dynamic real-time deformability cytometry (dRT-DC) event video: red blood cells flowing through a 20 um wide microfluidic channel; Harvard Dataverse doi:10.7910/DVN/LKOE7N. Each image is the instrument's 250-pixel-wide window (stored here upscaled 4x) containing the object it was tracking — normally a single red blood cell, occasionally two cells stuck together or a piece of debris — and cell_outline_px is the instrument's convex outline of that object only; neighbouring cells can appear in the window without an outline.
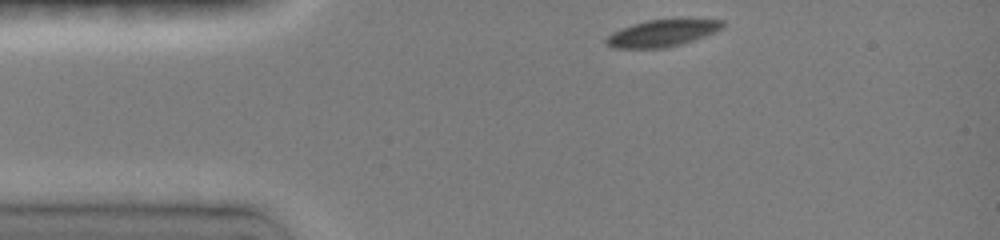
{"species": "common noctule bat (a hibernating species)", "species_latin": "Nyctalus noctula", "temperature_condition": "room temperature", "stored_images_in_passage": 35, "camera_frame_rate_fps": 3000, "um_per_image_px": 0.085, "animal": {"sex": "female", "body_mass_g": 19.0, "forearm_length_mm": 51.5}, "frame": {"image": 1, "passage_image": 1, "time_ms": 0.0, "image_size_px": [1000, 240], "cell_outline_px": [[724, 24], [720, 28], [704, 36], [676, 44], [660, 48], [616, 48], [608, 44], [604, 40], [612, 32], [632, 24], [648, 20], [724, 20]], "centroid_in_image_um": [56.2, 2.82], "position_along_channel_um": 28.8, "area_um2": 17.34}}
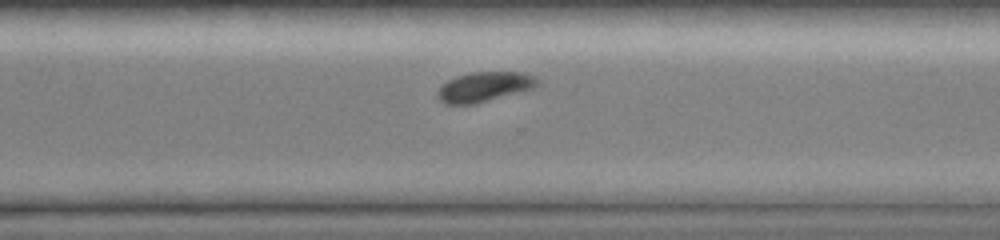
{"frame": {"image": 2, "passage_image": 27, "time_ms": 8.667, "image_size_px": [1000, 240], "cell_outline_px": [[540, 84], [532, 88], [476, 104], [444, 104], [436, 96], [436, 92], [448, 80], [456, 76], [472, 72], [524, 72], [532, 76]], "centroid_in_image_um": [41.12, 7.38], "position_along_channel_um": 329.5, "area_um2": 17.17}}
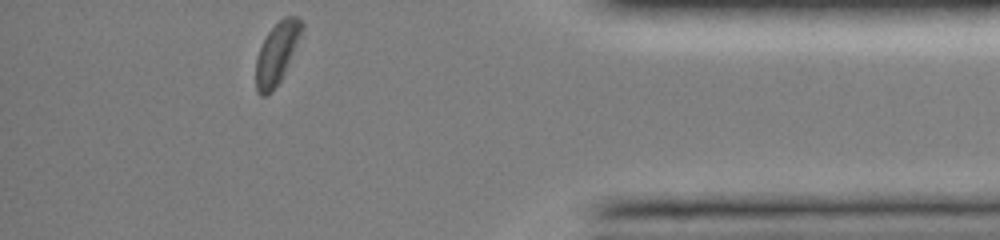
{"frame": {"image": 3, "passage_image": 35, "time_ms": 11.333, "image_size_px": [1000, 240], "cell_outline_px": [[304, 28], [284, 72], [280, 80], [264, 96], [260, 96], [256, 92], [256, 60], [260, 48], [268, 32], [284, 16], [296, 16], [304, 24]], "centroid_in_image_um": [23.53, 4.49], "position_along_channel_um": 411.7, "area_um2": 15.9}, "authors_computed_cell_mechanics": {"area_um2": 18.496, "velocity_mm_per_s": 3.9591, "shape_relaxation_time_tau1_ms": 1.6401, "shape_relaxation_time_tau2_ms": null, "deformation_change_tau1": 0.1089, "deformation_change_tau2": null}}